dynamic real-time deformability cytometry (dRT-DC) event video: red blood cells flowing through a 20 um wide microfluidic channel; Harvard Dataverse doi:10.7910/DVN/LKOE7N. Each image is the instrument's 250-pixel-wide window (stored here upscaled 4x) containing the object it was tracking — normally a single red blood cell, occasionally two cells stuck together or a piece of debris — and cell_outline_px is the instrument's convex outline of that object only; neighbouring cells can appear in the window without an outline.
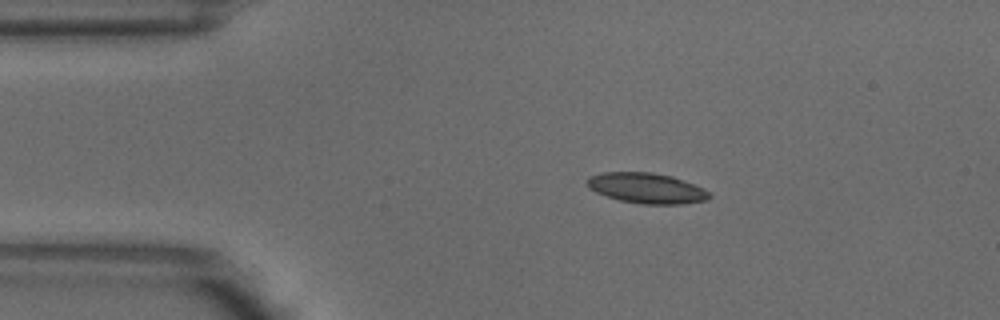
{"species": "common noctule bat (a hibernating species)", "species_latin": "Nyctalus noctula", "temperature_condition": "warm", "stored_images_in_passage": 2, "camera_frame_rate_fps": 3000, "um_per_image_px": 0.085, "animal": {"sex": "male", "body_mass_g": 18.8}, "frame": {"image": 1, "passage_image": 1, "time_ms": 0.0, "image_size_px": [1000, 320], "cell_outline_px": [[712, 196], [708, 200], [680, 204], [644, 204], [620, 200], [596, 192], [588, 188], [584, 180], [588, 176], [604, 172], [652, 172], [672, 176], [704, 188]], "centroid_in_image_um": [54.94, 15.98], "position_along_channel_um": 30.1, "area_um2": 21.73}}